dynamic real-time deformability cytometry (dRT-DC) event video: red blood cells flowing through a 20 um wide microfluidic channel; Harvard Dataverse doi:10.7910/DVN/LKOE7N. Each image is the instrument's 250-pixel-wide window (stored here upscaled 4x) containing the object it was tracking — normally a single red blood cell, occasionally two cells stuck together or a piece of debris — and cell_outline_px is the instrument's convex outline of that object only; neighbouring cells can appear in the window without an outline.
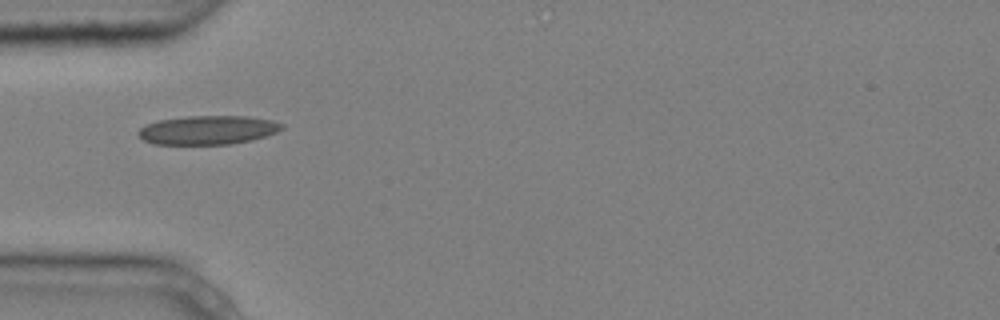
{"species": "common noctule bat (a hibernating species)", "species_latin": "Nyctalus noctula", "temperature_condition": "cold", "stored_images_in_passage": 8, "camera_frame_rate_fps": 3000, "um_per_image_px": 0.085, "animal": {"sex": "male", "body_mass_g": 20.4}, "frame": {"image": 1, "passage_image": 6, "time_ms": 1.667, "image_size_px": [1000, 320], "cell_outline_px": [[284, 128], [276, 132], [252, 140], [228, 144], [152, 144], [144, 140], [136, 132], [144, 124], [156, 120], [188, 116], [248, 116], [272, 120], [284, 124]], "centroid_in_image_um": [17.64, 11.04], "position_along_channel_um": 67.4, "area_um2": 24.28}}
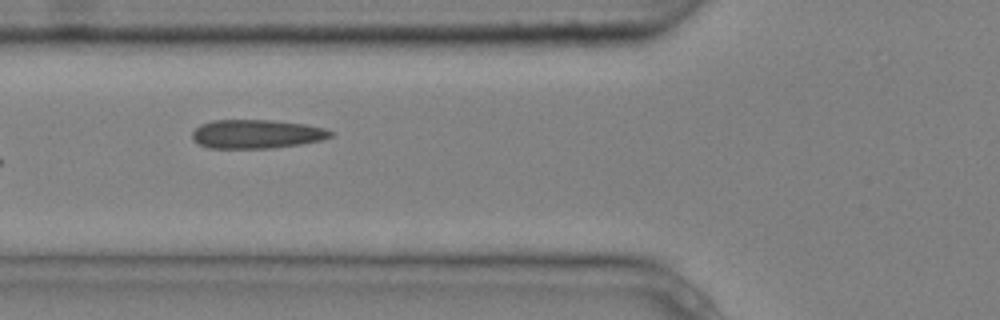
{"frame": {"image": 2, "passage_image": 7, "time_ms": 2.0, "image_size_px": [1000, 320], "cell_outline_px": [[336, 132], [332, 136], [324, 140], [300, 144], [272, 148], [208, 148], [192, 140], [192, 132], [200, 124], [212, 120], [272, 120], [304, 124], [324, 128]], "centroid_in_image_um": [21.82, 11.39], "position_along_channel_um": 104.0, "area_um2": 23.41}}